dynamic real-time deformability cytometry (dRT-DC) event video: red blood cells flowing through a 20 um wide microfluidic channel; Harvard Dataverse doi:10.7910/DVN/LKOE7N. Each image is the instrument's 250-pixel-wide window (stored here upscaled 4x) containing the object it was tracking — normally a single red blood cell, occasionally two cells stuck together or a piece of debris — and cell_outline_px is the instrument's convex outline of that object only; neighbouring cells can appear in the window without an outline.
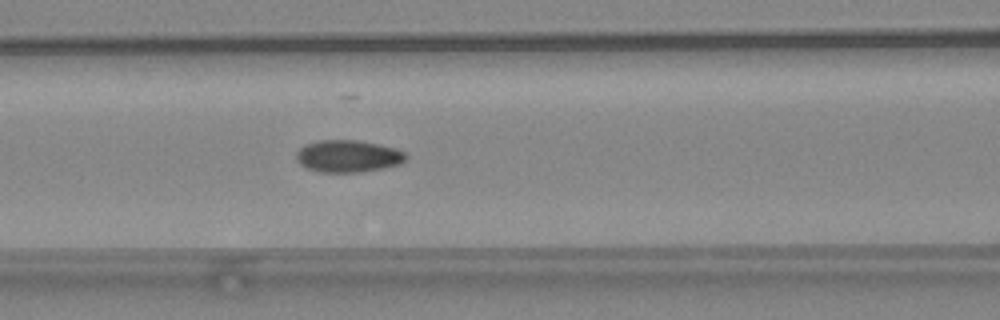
{"species": "common noctule bat (a hibernating species)", "species_latin": "Nyctalus noctula", "temperature_condition": "warm", "stored_images_in_passage": 50, "camera_frame_rate_fps": 3000, "um_per_image_px": 0.085, "animal": {"sex": "female", "body_mass_g": 24.6, "forearm_length_mm": 56.2}, "frame": {"image": 1, "passage_image": 22, "time_ms": 7.0, "image_size_px": [1000, 320], "cell_outline_px": [[408, 160], [400, 164], [360, 172], [320, 172], [308, 168], [300, 164], [296, 160], [296, 152], [300, 148], [308, 144], [320, 140], [356, 140], [396, 148], [404, 152], [408, 156]], "centroid_in_image_um": [29.6, 13.28], "position_along_channel_um": 137.0, "area_um2": 20.4}}
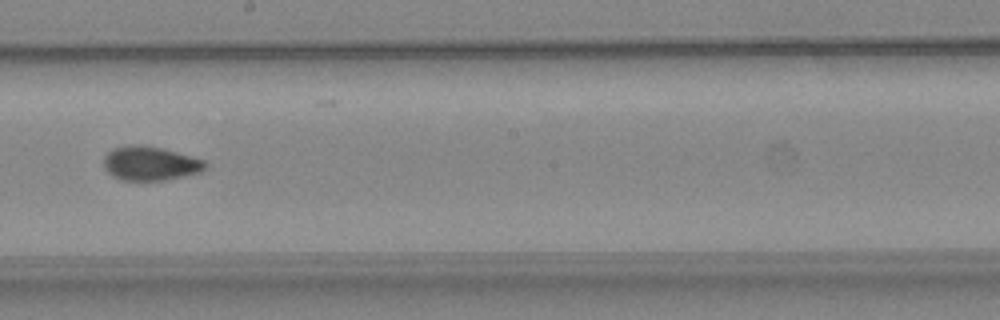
{"frame": {"image": 2, "passage_image": 29, "time_ms": 9.333, "image_size_px": [1000, 320], "cell_outline_px": [[208, 168], [200, 172], [184, 176], [164, 180], [120, 180], [112, 176], [104, 168], [104, 156], [112, 148], [128, 144], [140, 144], [160, 148], [176, 152], [204, 160], [208, 164]], "centroid_in_image_um": [12.75, 13.89], "position_along_channel_um": 235.4, "area_um2": 20.29}}
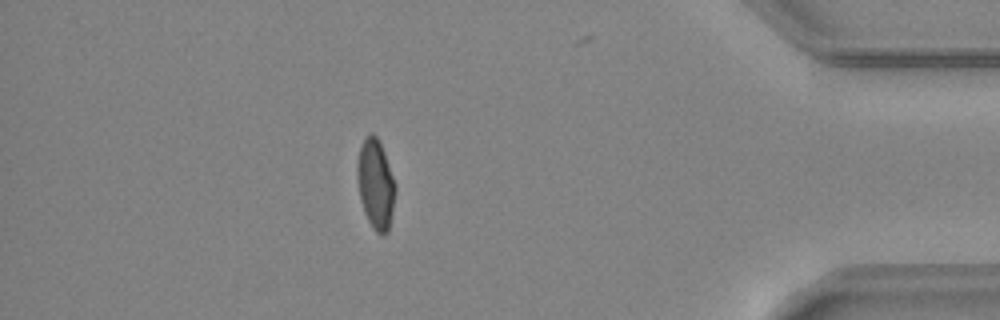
{"frame": {"image": 3, "passage_image": 44, "time_ms": 14.333, "image_size_px": [1000, 320], "cell_outline_px": [[396, 192], [388, 232], [384, 236], [376, 232], [372, 228], [364, 212], [360, 200], [356, 180], [356, 164], [360, 148], [364, 140], [372, 132], [380, 140], [396, 184]], "centroid_in_image_um": [31.92, 15.67], "position_along_channel_um": 403.3, "area_um2": 20.23}, "authors_computed_cell_mechanics": {"area_um2": 19.9121, "velocity_mm_per_s": 4.2212, "shape_relaxation_time_tau1_ms": null, "shape_relaxation_time_tau2_ms": 1.1291, "deformation_change_tau1": null, "deformation_change_tau2": 0.0526}}